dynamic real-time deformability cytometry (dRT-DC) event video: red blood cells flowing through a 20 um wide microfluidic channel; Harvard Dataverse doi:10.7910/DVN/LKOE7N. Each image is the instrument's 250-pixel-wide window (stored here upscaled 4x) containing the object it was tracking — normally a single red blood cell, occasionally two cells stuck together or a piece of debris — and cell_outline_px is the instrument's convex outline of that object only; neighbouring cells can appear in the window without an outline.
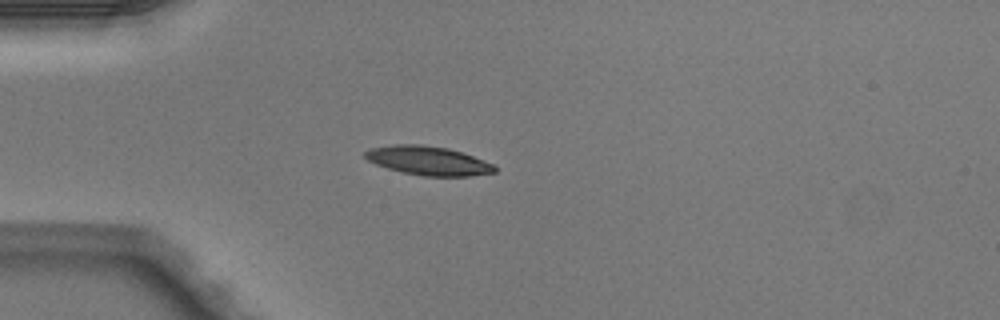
{"species": "Egyptian fruit bat (a non-hibernating species)", "species_latin": "Rousettus aegyptiacus", "temperature_condition": "warm", "stored_images_in_passage": 1, "camera_frame_rate_fps": 3000, "um_per_image_px": 0.085, "animal": {"sex": "male"}, "frame": {"image": 1, "passage_image": 1, "time_ms": 0.0, "image_size_px": [1000, 320], "cell_outline_px": [[496, 172], [468, 176], [424, 176], [400, 172], [376, 164], [368, 160], [364, 156], [364, 152], [368, 148], [396, 144], [420, 144], [448, 148], [472, 156], [492, 164], [496, 168]], "centroid_in_image_um": [36.35, 13.65], "position_along_channel_um": 48.7, "area_um2": 21.73}}